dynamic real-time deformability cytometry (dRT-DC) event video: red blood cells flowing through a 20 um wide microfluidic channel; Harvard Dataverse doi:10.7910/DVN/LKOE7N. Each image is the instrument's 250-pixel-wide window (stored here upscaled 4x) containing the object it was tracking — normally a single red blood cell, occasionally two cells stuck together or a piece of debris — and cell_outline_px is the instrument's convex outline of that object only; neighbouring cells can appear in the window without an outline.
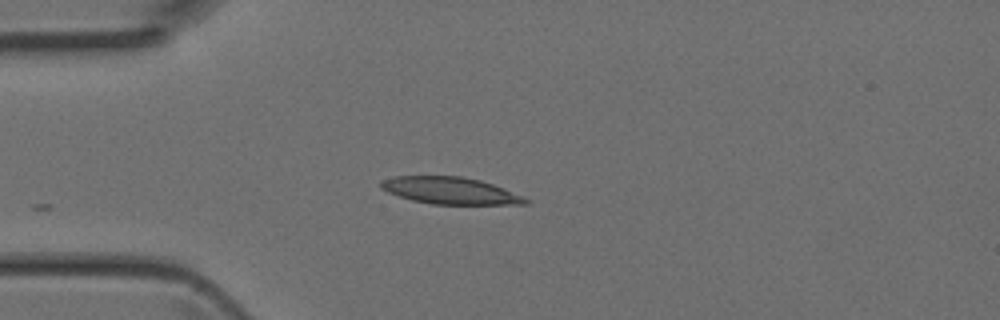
{"species": "Egyptian fruit bat (a non-hibernating species)", "species_latin": "Rousettus aegyptiacus", "temperature_condition": "room temperature", "stored_images_in_passage": 4, "camera_frame_rate_fps": 3000, "um_per_image_px": 0.085, "animal": {"sex": "female"}, "frame": {"image": 1, "passage_image": 4, "time_ms": 1.0, "image_size_px": [1000, 320], "cell_outline_px": [[528, 204], [432, 204], [412, 200], [388, 192], [380, 188], [380, 180], [392, 176], [460, 176], [480, 180], [504, 188], [524, 196], [528, 200]], "centroid_in_image_um": [38.25, 16.19], "position_along_channel_um": 46.8, "area_um2": 22.66}}